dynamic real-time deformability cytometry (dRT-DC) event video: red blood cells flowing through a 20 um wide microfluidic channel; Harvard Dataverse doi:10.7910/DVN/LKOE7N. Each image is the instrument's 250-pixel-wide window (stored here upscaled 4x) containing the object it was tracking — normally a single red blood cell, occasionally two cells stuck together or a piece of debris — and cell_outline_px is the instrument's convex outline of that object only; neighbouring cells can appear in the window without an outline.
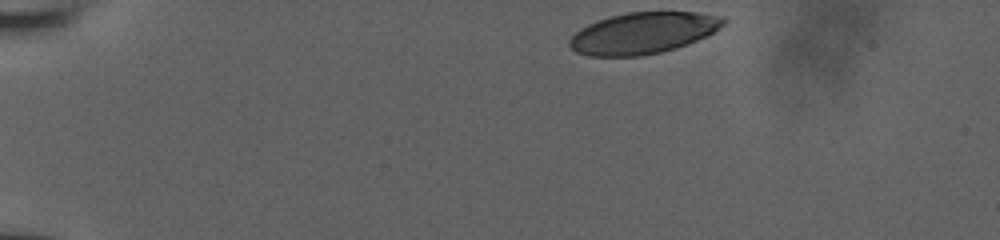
{"species": "human", "species_latin": "Homo sapiens", "temperature_condition": "room temperature", "stored_images_in_passage": 36, "camera_frame_rate_fps": 3000, "um_per_image_px": 0.085, "donor": {"sex": "male"}, "frame": {"image": 1, "passage_image": 1, "time_ms": 0.0, "image_size_px": [1000, 240], "cell_outline_px": [[728, 20], [720, 28], [696, 40], [676, 48], [660, 52], [640, 56], [588, 56], [576, 52], [568, 44], [568, 40], [580, 28], [588, 24], [612, 16], [628, 12], [696, 12], [724, 16]], "centroid_in_image_um": [54.66, 2.81], "position_along_channel_um": 30.3, "area_um2": 36.93}}
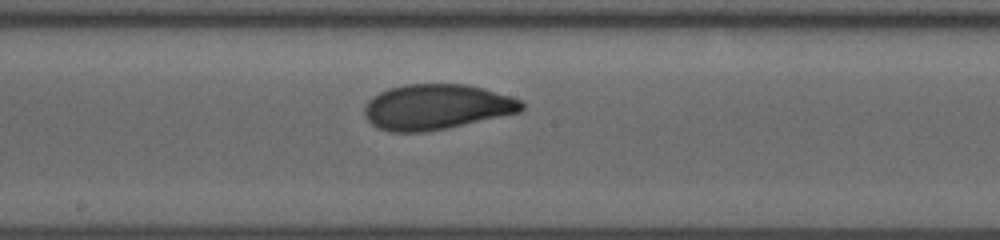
{"frame": {"image": 2, "passage_image": 21, "time_ms": 6.667, "image_size_px": [1000, 240], "cell_outline_px": [[524, 108], [520, 112], [448, 128], [428, 132], [388, 132], [372, 124], [364, 116], [364, 104], [372, 96], [388, 88], [404, 84], [468, 84], [484, 88], [512, 96], [524, 100]], "centroid_in_image_um": [37.11, 9.08], "position_along_channel_um": 211.1, "area_um2": 42.02}}
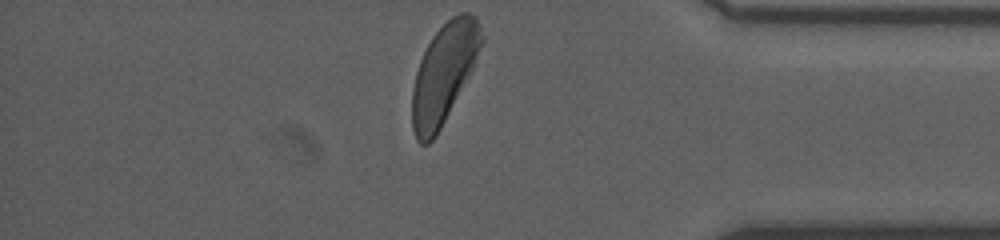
{"frame": {"image": 3, "passage_image": 36, "time_ms": 11.667, "image_size_px": [1000, 240], "cell_outline_px": [[484, 40], [472, 68], [436, 136], [428, 144], [420, 144], [416, 140], [412, 128], [412, 88], [416, 72], [420, 60], [432, 36], [452, 16], [460, 12], [468, 12], [476, 16], [484, 36]], "centroid_in_image_um": [37.72, 6.23], "position_along_channel_um": 397.5, "area_um2": 39.65}}